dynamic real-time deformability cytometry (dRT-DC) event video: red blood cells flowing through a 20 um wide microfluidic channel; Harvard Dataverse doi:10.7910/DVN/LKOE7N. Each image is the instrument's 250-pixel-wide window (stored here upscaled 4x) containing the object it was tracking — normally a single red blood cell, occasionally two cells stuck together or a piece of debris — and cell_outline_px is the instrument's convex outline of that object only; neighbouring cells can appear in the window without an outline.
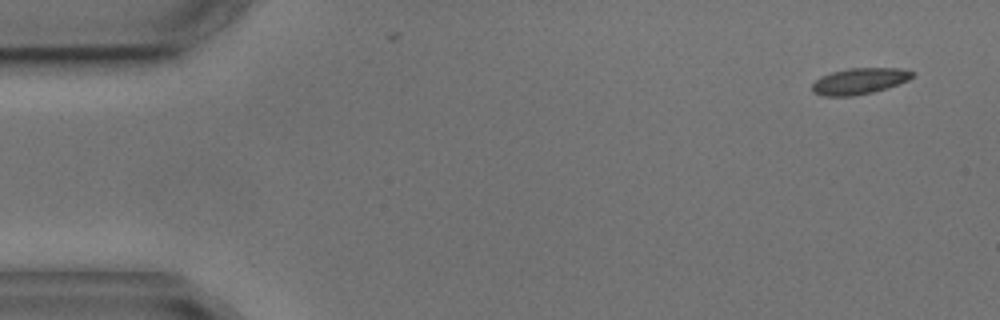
{"species": "common noctule bat (a hibernating species)", "species_latin": "Nyctalus noctula", "temperature_condition": "cold", "stored_images_in_passage": 2, "camera_frame_rate_fps": 3000, "um_per_image_px": 0.085, "animal": {"sex": "male", "body_mass_g": 17.9, "forearm_length_mm": 54.2}, "frame": {"image": 1, "passage_image": 1, "time_ms": 0.0, "image_size_px": [1000, 320], "cell_outline_px": [[916, 72], [908, 80], [888, 88], [872, 92], [852, 96], [824, 96], [812, 92], [812, 84], [820, 76], [832, 72], [848, 68], [900, 68]], "centroid_in_image_um": [73.04, 6.89], "position_along_channel_um": 12.0, "area_um2": 15.32}}